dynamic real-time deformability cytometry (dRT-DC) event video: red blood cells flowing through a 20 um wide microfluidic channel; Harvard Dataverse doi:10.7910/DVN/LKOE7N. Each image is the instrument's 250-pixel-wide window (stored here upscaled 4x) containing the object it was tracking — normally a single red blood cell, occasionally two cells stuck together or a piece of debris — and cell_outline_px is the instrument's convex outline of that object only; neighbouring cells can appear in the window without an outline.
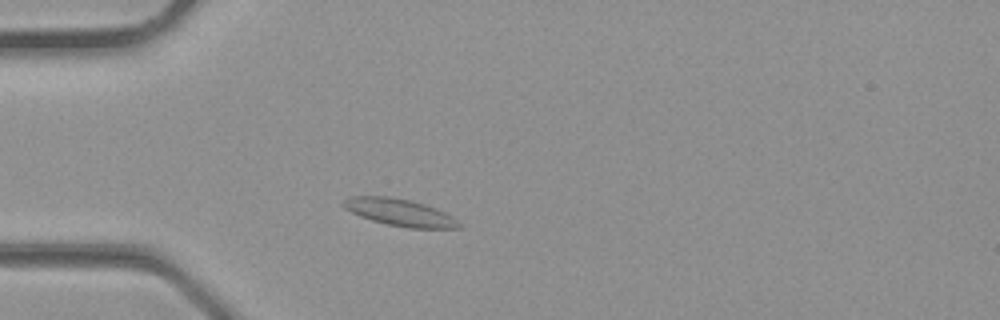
{"species": "common noctule bat (a hibernating species)", "species_latin": "Nyctalus noctula", "temperature_condition": "room temperature", "stored_images_in_passage": 30, "camera_frame_rate_fps": 3000, "um_per_image_px": 0.085, "animal": {"sex": "male", "body_mass_g": 23.1, "forearm_length_mm": 52.7}, "frame": {"image": 1, "passage_image": 5, "time_ms": 1.333, "image_size_px": [1000, 320], "cell_outline_px": [[460, 228], [408, 228], [388, 224], [372, 220], [360, 216], [344, 208], [340, 204], [348, 196], [388, 196], [412, 200], [436, 208], [452, 216], [460, 224]], "centroid_in_image_um": [33.94, 18.04], "position_along_channel_um": 51.1, "area_um2": 18.21}}
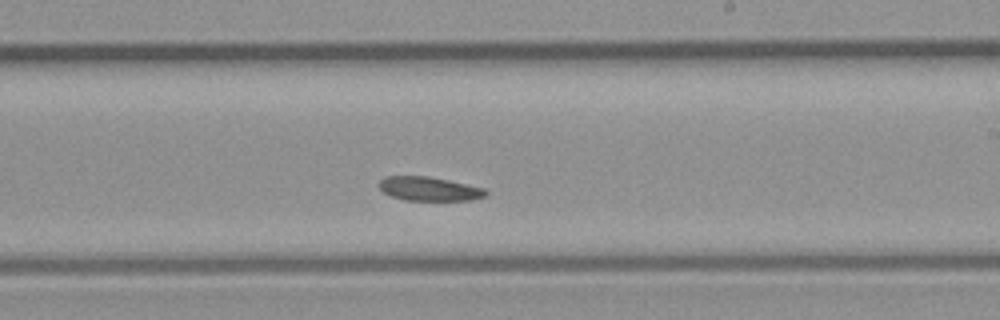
{"frame": {"image": 2, "passage_image": 16, "time_ms": 5.0, "image_size_px": [1000, 320], "cell_outline_px": [[488, 196], [472, 200], [404, 200], [392, 196], [384, 192], [380, 188], [380, 180], [384, 176], [428, 176], [448, 180], [484, 188], [488, 192]], "centroid_in_image_um": [36.51, 16.05], "position_along_channel_um": 252.5, "area_um2": 14.85}}
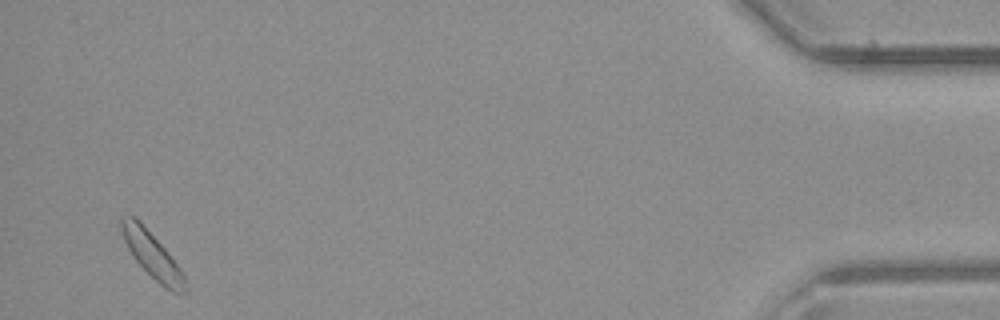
{"frame": {"image": 3, "passage_image": 29, "time_ms": 9.333, "image_size_px": [1000, 320], "cell_outline_px": [[188, 292], [172, 292], [164, 288], [136, 260], [128, 248], [124, 240], [120, 228], [120, 216], [132, 216], [140, 220], [168, 252], [180, 268], [184, 276], [188, 288]], "centroid_in_image_um": [12.94, 21.67], "position_along_channel_um": 422.3, "area_um2": 16.82}}